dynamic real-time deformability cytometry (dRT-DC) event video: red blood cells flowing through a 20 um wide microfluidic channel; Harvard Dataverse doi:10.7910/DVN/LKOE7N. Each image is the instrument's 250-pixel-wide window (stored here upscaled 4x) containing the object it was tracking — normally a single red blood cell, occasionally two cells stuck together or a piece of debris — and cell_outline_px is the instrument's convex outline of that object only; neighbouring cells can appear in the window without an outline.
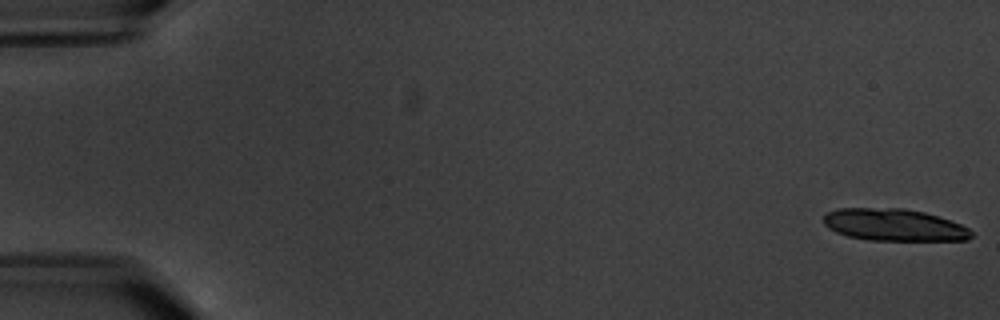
{"species": "common noctule bat (a hibernating species)", "species_latin": "Nyctalus noctula", "temperature_condition": "warm", "stored_images_in_passage": 4, "camera_frame_rate_fps": 3000, "um_per_image_px": 0.085, "animal": {"sex": "male", "body_mass_g": 20.1, "forearm_length_mm": 53.5}, "frame": {"image": 1, "passage_image": 1, "time_ms": 0.0, "image_size_px": [1000, 320], "cell_outline_px": [[972, 236], [968, 240], [868, 240], [848, 236], [836, 232], [828, 228], [824, 224], [824, 216], [828, 212], [840, 208], [904, 208], [924, 212], [960, 224], [968, 228], [972, 232]], "centroid_in_image_um": [75.97, 19.12], "position_along_channel_um": 9.0, "area_um2": 27.46}}